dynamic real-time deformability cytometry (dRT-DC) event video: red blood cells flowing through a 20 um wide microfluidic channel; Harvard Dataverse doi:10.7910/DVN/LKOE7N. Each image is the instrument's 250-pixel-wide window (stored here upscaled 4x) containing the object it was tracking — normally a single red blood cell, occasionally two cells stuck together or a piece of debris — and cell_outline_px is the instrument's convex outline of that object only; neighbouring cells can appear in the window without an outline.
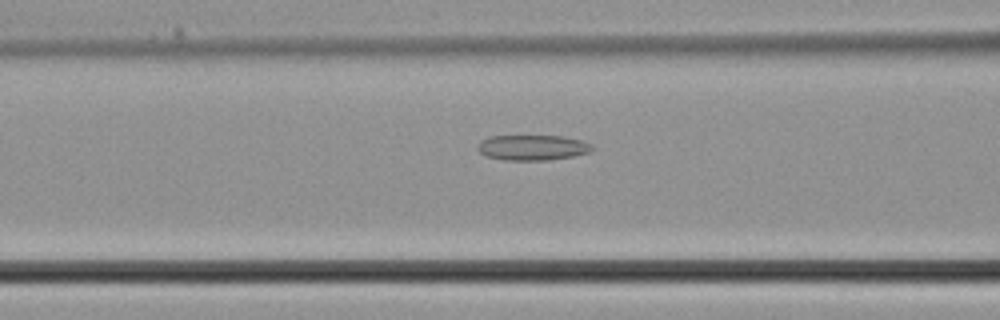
{"species": "common noctule bat (a hibernating species)", "species_latin": "Nyctalus noctula", "temperature_condition": "cold", "stored_images_in_passage": 25, "camera_frame_rate_fps": 3000, "um_per_image_px": 0.085, "animal": {"sex": "male", "body_mass_g": 21.5, "forearm_length_mm": 52.0}, "frame": {"image": 1, "passage_image": 5, "time_ms": 1.333, "image_size_px": [1000, 320], "cell_outline_px": [[596, 148], [588, 152], [572, 156], [548, 160], [504, 160], [484, 156], [476, 148], [480, 140], [488, 136], [564, 136], [580, 140], [592, 144]], "centroid_in_image_um": [45.23, 12.54], "position_along_channel_um": 121.4, "area_um2": 17.05}}
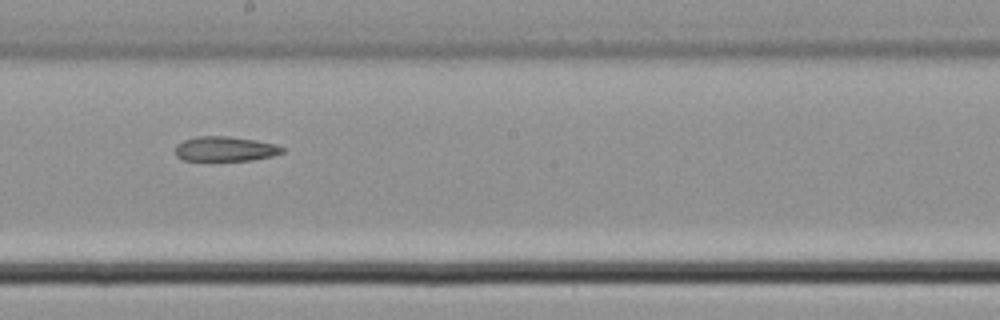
{"frame": {"image": 2, "passage_image": 11, "time_ms": 3.333, "image_size_px": [1000, 320], "cell_outline_px": [[284, 152], [272, 156], [252, 160], [184, 160], [176, 156], [176, 144], [184, 140], [196, 136], [228, 136], [256, 140], [276, 144], [284, 148]], "centroid_in_image_um": [19.15, 12.65], "position_along_channel_um": 229.1, "area_um2": 15.43}}
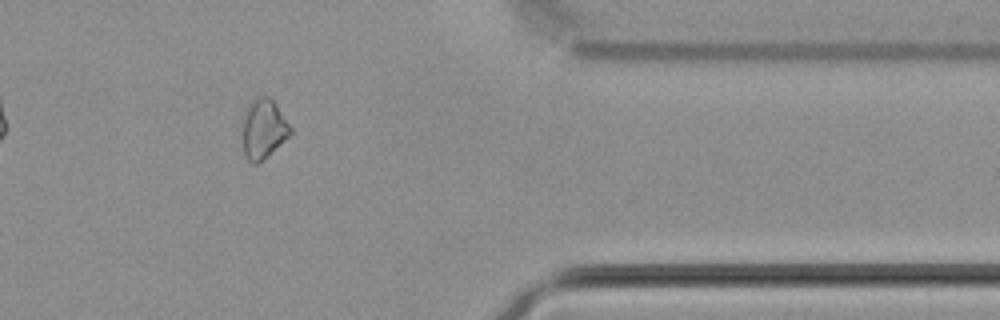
{"frame": {"image": 3, "passage_image": 21, "time_ms": 6.667, "image_size_px": [1000, 320], "cell_outline_px": [[292, 132], [288, 136], [256, 164], [252, 164], [244, 156], [244, 116], [248, 108], [256, 96], [268, 96], [276, 104], [292, 128]], "centroid_in_image_um": [22.41, 10.94], "position_along_channel_um": 389.0, "area_um2": 15.9}}